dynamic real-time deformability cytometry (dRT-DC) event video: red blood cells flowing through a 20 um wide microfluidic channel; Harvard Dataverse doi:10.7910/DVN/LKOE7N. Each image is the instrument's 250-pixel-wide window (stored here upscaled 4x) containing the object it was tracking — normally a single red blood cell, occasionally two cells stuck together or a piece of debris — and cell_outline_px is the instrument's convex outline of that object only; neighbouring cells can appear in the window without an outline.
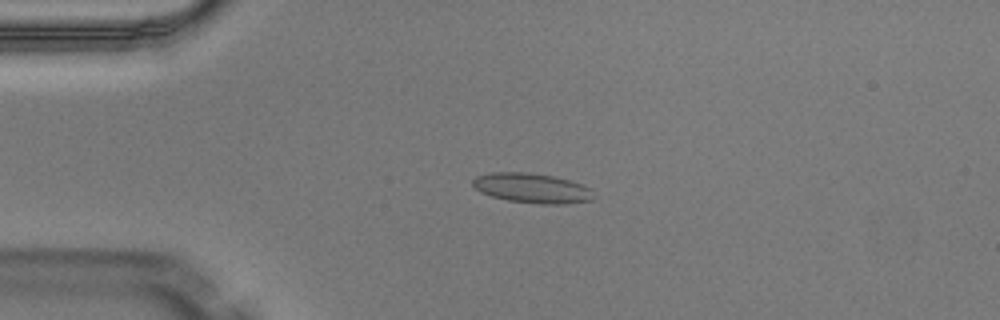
{"species": "Egyptian fruit bat (a non-hibernating species)", "species_latin": "Rousettus aegyptiacus", "temperature_condition": "warm", "stored_images_in_passage": 1, "camera_frame_rate_fps": 3000, "um_per_image_px": 0.085, "animal": {"sex": "male"}, "frame": {"image": 1, "passage_image": 1, "time_ms": 0.0, "image_size_px": [1000, 320], "cell_outline_px": [[592, 200], [560, 204], [540, 204], [508, 200], [492, 196], [480, 192], [472, 184], [472, 180], [476, 176], [492, 172], [528, 172], [552, 176], [584, 184], [588, 188]], "centroid_in_image_um": [45.16, 15.98], "position_along_channel_um": 39.8, "area_um2": 20.69}}